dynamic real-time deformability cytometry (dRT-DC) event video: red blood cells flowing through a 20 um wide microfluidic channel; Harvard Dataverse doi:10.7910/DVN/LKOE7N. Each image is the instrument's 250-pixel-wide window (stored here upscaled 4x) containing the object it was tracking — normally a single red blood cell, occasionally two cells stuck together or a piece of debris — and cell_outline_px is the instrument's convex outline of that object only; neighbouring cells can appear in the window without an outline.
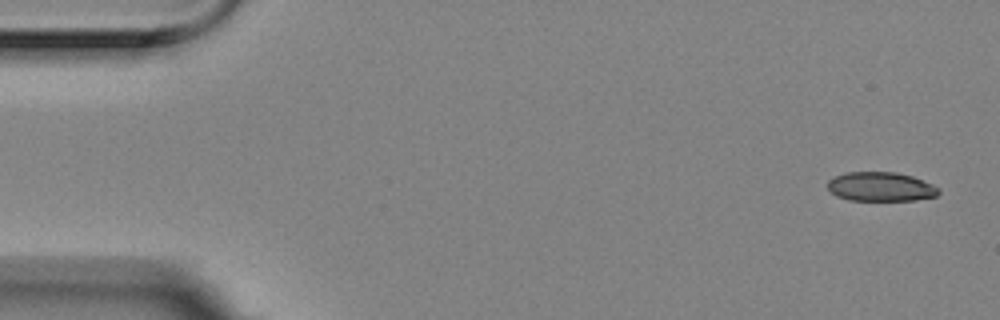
{"species": "Egyptian fruit bat (a non-hibernating species)", "species_latin": "Rousettus aegyptiacus", "temperature_condition": "room temperature", "stored_images_in_passage": 5, "camera_frame_rate_fps": 3000, "um_per_image_px": 0.085, "animal": {"sex": "female"}, "frame": {"image": 1, "passage_image": 1, "time_ms": 0.0, "image_size_px": [1000, 320], "cell_outline_px": [[940, 192], [936, 196], [916, 200], [848, 200], [836, 196], [828, 188], [828, 180], [836, 176], [848, 172], [896, 172], [912, 176], [932, 184], [940, 188]], "centroid_in_image_um": [74.88, 15.87], "position_along_channel_um": 10.1, "area_um2": 18.84}}
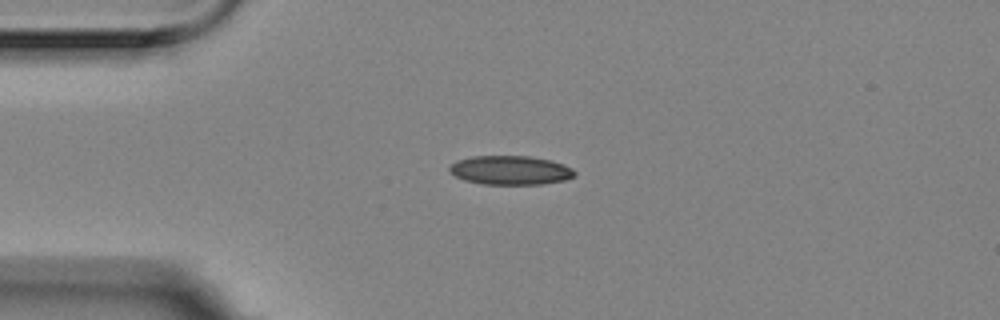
{"frame": {"image": 2, "passage_image": 4, "time_ms": 1.0, "image_size_px": [1000, 320], "cell_outline_px": [[576, 176], [564, 180], [540, 184], [480, 184], [464, 180], [448, 172], [448, 168], [456, 160], [472, 156], [528, 156], [552, 160], [564, 164], [572, 168], [576, 172]], "centroid_in_image_um": [43.38, 14.46], "position_along_channel_um": 41.6, "area_um2": 21.33}}